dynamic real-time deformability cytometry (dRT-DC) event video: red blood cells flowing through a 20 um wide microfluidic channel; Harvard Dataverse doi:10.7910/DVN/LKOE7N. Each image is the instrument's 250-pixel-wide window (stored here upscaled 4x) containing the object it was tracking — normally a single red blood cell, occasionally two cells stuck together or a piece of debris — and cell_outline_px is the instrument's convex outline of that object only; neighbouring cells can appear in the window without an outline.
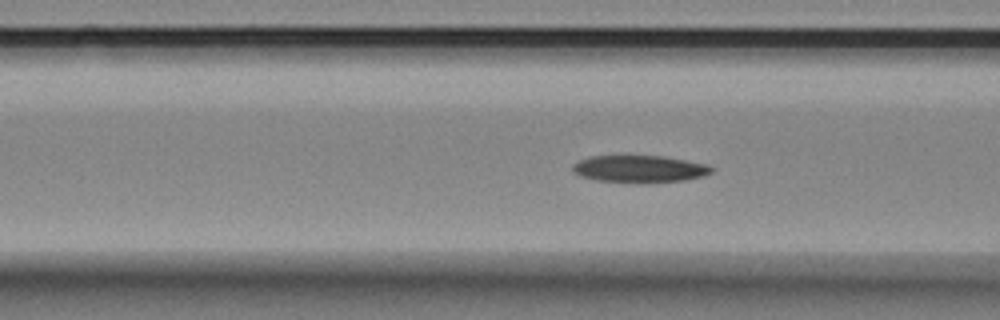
{"species": "Egyptian fruit bat (a non-hibernating species)", "species_latin": "Rousettus aegyptiacus", "temperature_condition": "room temperature", "stored_images_in_passage": 48, "camera_frame_rate_fps": 3000, "um_per_image_px": 0.085, "animal": {"sex": "female"}, "frame": {"image": 1, "passage_image": 21, "time_ms": 6.667, "image_size_px": [1000, 320], "cell_outline_px": [[712, 172], [704, 176], [684, 180], [596, 180], [580, 176], [572, 172], [572, 164], [588, 156], [624, 152], [664, 156], [708, 164], [712, 168]], "centroid_in_image_um": [54.28, 14.25], "position_along_channel_um": 112.3, "area_um2": 22.14}}
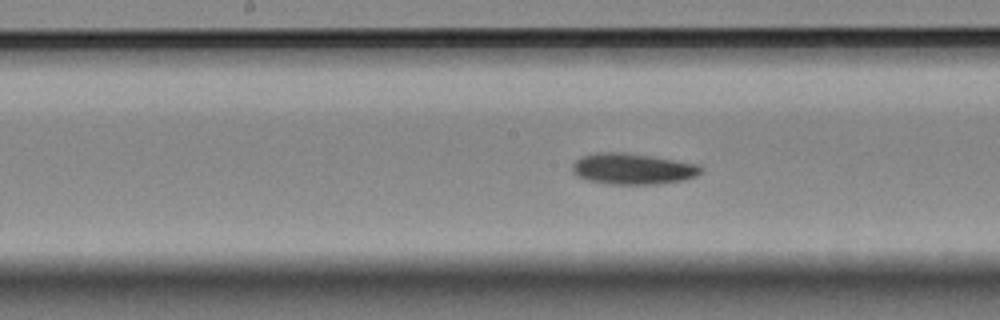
{"frame": {"image": 2, "passage_image": 28, "time_ms": 9.0, "image_size_px": [1000, 320], "cell_outline_px": [[704, 168], [696, 176], [684, 180], [652, 184], [608, 184], [588, 180], [576, 176], [572, 172], [572, 164], [576, 160], [584, 156], [600, 152], [624, 152], [652, 156], [700, 164]], "centroid_in_image_um": [53.79, 14.35], "position_along_channel_um": 194.4, "area_um2": 23.29}}
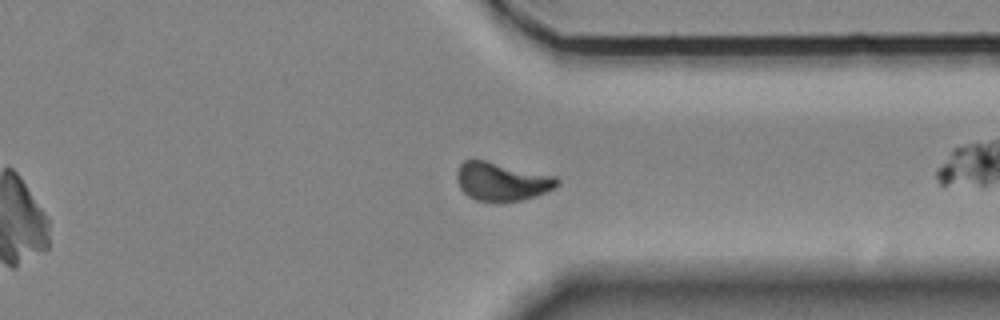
{"frame": {"image": 3, "passage_image": 43, "time_ms": 14.0, "image_size_px": [1000, 320], "cell_outline_px": [[560, 184], [556, 188], [536, 196], [524, 200], [500, 204], [476, 200], [468, 196], [460, 188], [456, 180], [456, 172], [460, 164], [464, 160], [472, 156], [556, 176], [560, 180]], "centroid_in_image_um": [42.64, 15.42], "position_along_channel_um": 368.8, "area_um2": 23.64}, "authors_computed_cell_mechanics": {"area_um2": 22.4553, "velocity_mm_per_s": 3.5126, "shape_relaxation_time_tau1_ms": 4.7638, "shape_relaxation_time_tau2_ms": null, "deformation_change_tau1": 0.124, "deformation_change_tau2": null}}